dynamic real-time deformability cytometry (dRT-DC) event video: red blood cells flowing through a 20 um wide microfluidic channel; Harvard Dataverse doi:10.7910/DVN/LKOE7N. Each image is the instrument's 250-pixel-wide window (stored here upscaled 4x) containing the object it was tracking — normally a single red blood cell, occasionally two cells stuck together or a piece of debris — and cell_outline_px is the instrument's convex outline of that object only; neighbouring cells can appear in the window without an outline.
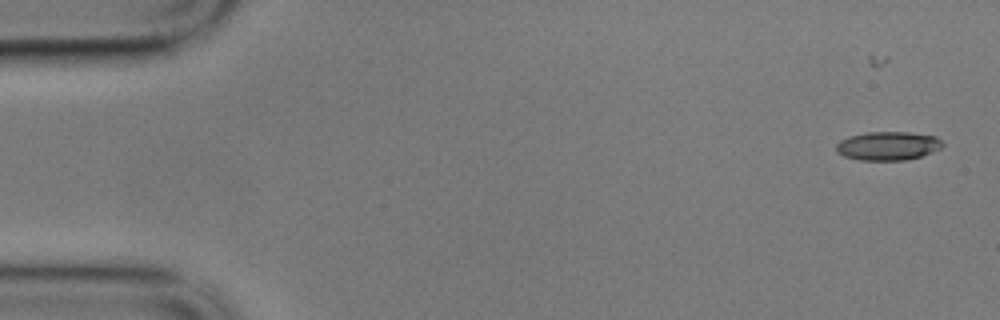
{"species": "common noctule bat (a hibernating species)", "species_latin": "Nyctalus noctula", "temperature_condition": "cold", "stored_images_in_passage": 6, "camera_frame_rate_fps": 3000, "um_per_image_px": 0.085, "animal": {"sex": "male", "body_mass_g": 17.9}, "frame": {"image": 1, "passage_image": 2, "time_ms": 0.333, "image_size_px": [1000, 320], "cell_outline_px": [[944, 144], [940, 148], [932, 152], [920, 156], [904, 160], [860, 160], [844, 156], [836, 152], [836, 144], [840, 140], [848, 136], [868, 132], [908, 132], [936, 136]], "centroid_in_image_um": [75.45, 12.39], "position_along_channel_um": 9.6, "area_um2": 17.74}}
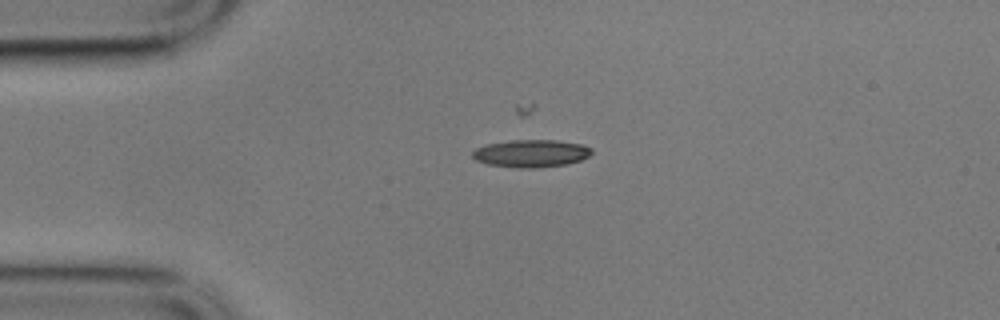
{"frame": {"image": 2, "passage_image": 5, "time_ms": 1.333, "image_size_px": [1000, 320], "cell_outline_px": [[592, 152], [588, 156], [580, 160], [568, 164], [536, 168], [512, 168], [488, 164], [476, 160], [472, 156], [472, 152], [476, 148], [484, 144], [512, 140], [556, 140], [584, 144], [592, 148]], "centroid_in_image_um": [45.14, 13.04], "position_along_channel_um": 39.9, "area_um2": 19.36}}